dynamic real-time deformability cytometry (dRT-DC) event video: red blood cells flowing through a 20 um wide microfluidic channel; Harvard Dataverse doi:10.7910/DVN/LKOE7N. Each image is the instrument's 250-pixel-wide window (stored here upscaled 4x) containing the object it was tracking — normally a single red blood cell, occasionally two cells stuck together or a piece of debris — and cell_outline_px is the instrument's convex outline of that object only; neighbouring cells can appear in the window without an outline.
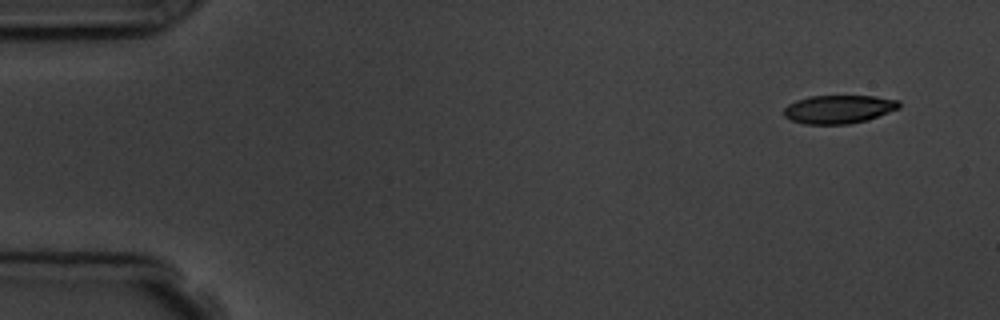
{"species": "common noctule bat (a hibernating species)", "species_latin": "Nyctalus noctula", "temperature_condition": "room temperature", "stored_images_in_passage": 6, "camera_frame_rate_fps": 3000, "um_per_image_px": 0.085, "animal": {"sex": "male", "body_mass_g": 19.5, "forearm_length_mm": 54.6}, "frame": {"image": 1, "passage_image": 1, "time_ms": 0.0, "image_size_px": [1000, 320], "cell_outline_px": [[900, 108], [868, 120], [848, 124], [804, 124], [792, 120], [784, 116], [784, 108], [788, 104], [796, 100], [812, 96], [876, 96], [900, 100]], "centroid_in_image_um": [71.31, 9.28], "position_along_channel_um": 13.7, "area_um2": 19.13}}
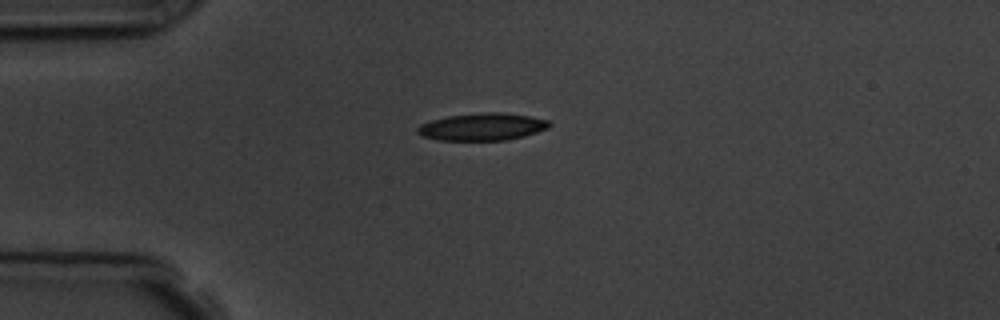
{"frame": {"image": 2, "passage_image": 4, "time_ms": 3.333, "image_size_px": [1000, 320], "cell_outline_px": [[552, 124], [548, 128], [524, 136], [504, 140], [440, 140], [420, 136], [416, 132], [416, 128], [420, 124], [432, 120], [448, 116], [484, 112], [500, 112], [528, 116], [548, 120]], "centroid_in_image_um": [40.96, 10.78], "position_along_channel_um": 44.0, "area_um2": 20.92}}